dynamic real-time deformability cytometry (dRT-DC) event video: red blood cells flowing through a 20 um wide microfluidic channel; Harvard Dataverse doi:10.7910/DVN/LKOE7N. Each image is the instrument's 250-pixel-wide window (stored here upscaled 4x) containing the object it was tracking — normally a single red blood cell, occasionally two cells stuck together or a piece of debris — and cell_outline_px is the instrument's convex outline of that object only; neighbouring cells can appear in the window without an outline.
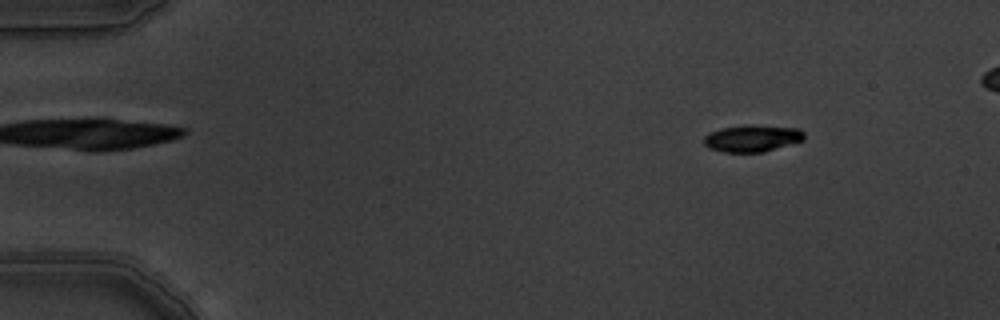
{"species": "common noctule bat (a hibernating species)", "species_latin": "Nyctalus noctula", "temperature_condition": "warm", "stored_images_in_passage": 6, "camera_frame_rate_fps": 3000, "um_per_image_px": 0.085, "animal": {"sex": "male", "body_mass_g": 19.5, "forearm_length_mm": 54.6}, "frame": {"image": 1, "passage_image": 2, "time_ms": 0.333, "image_size_px": [1000, 320], "cell_outline_px": [[804, 140], [764, 152], [724, 152], [708, 148], [704, 144], [704, 136], [708, 132], [720, 128], [748, 124], [752, 124], [800, 128], [804, 132]], "centroid_in_image_um": [63.93, 11.74], "position_along_channel_um": 21.1, "area_um2": 16.01}}